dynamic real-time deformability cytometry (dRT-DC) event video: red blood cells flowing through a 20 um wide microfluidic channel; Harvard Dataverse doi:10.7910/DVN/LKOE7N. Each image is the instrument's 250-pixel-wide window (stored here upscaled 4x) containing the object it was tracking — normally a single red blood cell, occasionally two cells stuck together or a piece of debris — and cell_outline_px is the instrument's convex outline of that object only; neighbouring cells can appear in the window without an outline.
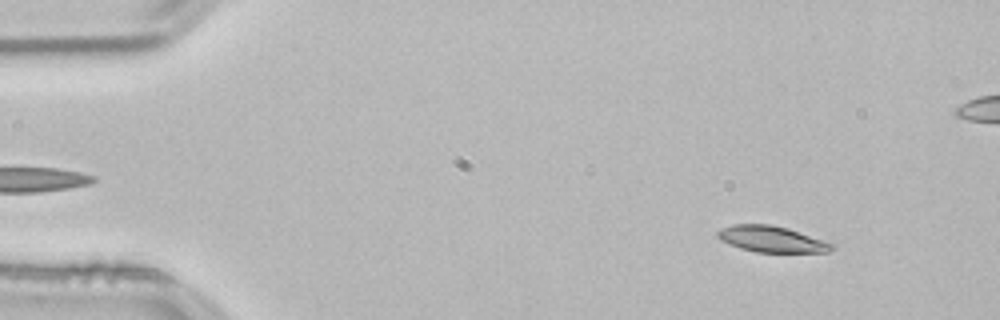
{"species": "common noctule bat (a hibernating species)", "species_latin": "Nyctalus noctula", "temperature_condition": "room temperature", "stored_images_in_passage": 53, "camera_frame_rate_fps": 3000, "um_per_image_px": 0.085, "animal": {"sex": "male", "body_mass_g": 21.5, "forearm_length_mm": 52.0}, "frame": {"image": 1, "passage_image": 5, "time_ms": 1.333, "image_size_px": [1000, 320], "cell_outline_px": [[836, 248], [828, 252], [756, 252], [740, 248], [728, 244], [720, 240], [716, 236], [716, 232], [720, 228], [732, 224], [768, 224], [788, 228], [836, 244]], "centroid_in_image_um": [65.58, 20.32], "position_along_channel_um": 19.4, "area_um2": 17.63}}
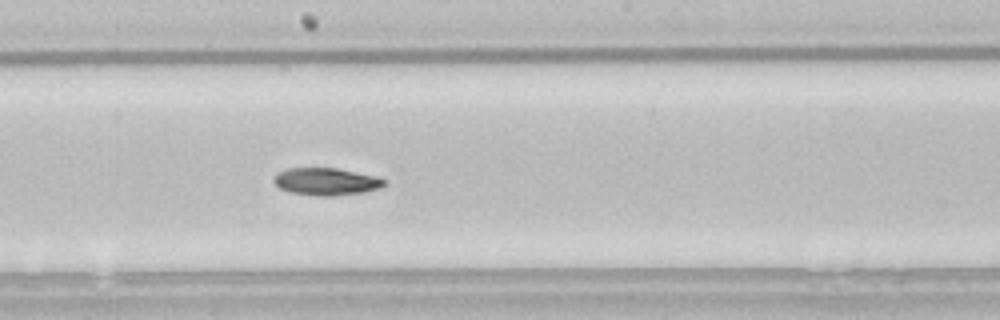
{"frame": {"image": 2, "passage_image": 28, "time_ms": 9.0, "image_size_px": [1000, 320], "cell_outline_px": [[384, 184], [380, 188], [364, 192], [336, 196], [316, 196], [288, 192], [280, 188], [272, 180], [280, 172], [288, 168], [336, 168], [376, 176], [384, 180]], "centroid_in_image_um": [27.71, 15.44], "position_along_channel_um": 220.5, "area_um2": 17.51}}
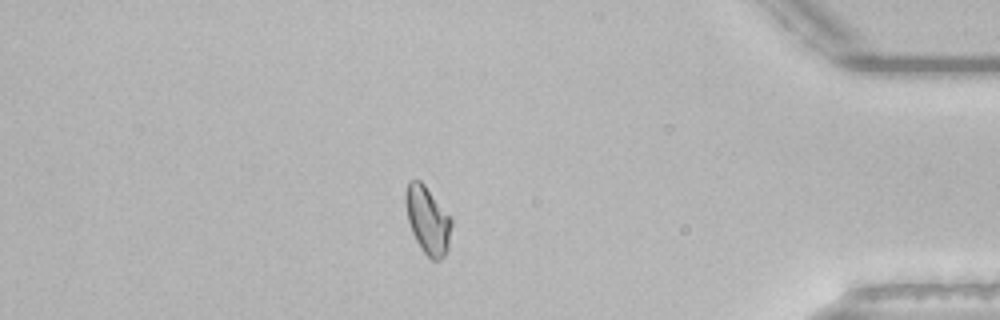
{"frame": {"image": 3, "passage_image": 45, "time_ms": 14.667, "image_size_px": [1000, 320], "cell_outline_px": [[452, 224], [448, 248], [444, 256], [440, 260], [432, 260], [424, 252], [416, 240], [412, 232], [408, 220], [404, 200], [404, 192], [408, 180], [420, 180], [424, 184], [452, 220]], "centroid_in_image_um": [36.33, 18.7], "position_along_channel_um": 398.9, "area_um2": 17.92}, "authors_computed_cell_mechanics": {"area_um2": 17.7446, "velocity_mm_per_s": 3.8178, "shape_relaxation_time_tau1_ms": 5.9649, "shape_relaxation_time_tau2_ms": null, "deformation_change_tau1": 0.159, "deformation_change_tau2": null}}